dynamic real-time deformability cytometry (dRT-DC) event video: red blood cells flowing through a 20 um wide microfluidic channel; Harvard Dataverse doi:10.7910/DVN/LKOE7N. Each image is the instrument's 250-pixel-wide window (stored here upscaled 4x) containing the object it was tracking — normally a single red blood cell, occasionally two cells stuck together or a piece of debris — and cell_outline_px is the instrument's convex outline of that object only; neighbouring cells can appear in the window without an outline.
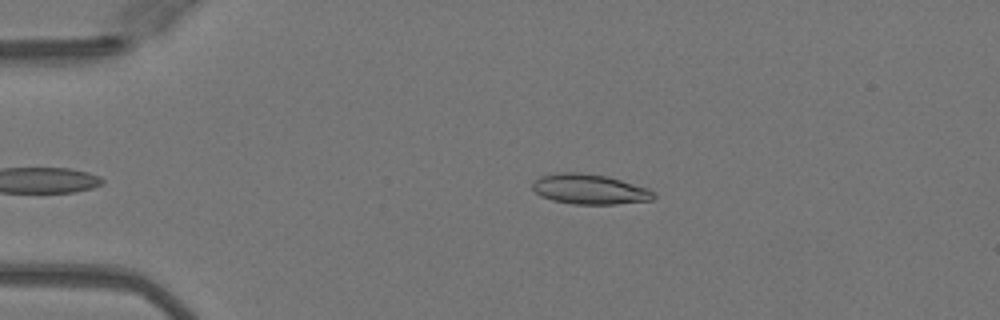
{"species": "Egyptian fruit bat (a non-hibernating species)", "species_latin": "Rousettus aegyptiacus", "temperature_condition": "warm", "stored_images_in_passage": 35, "camera_frame_rate_fps": 3000, "um_per_image_px": 0.085, "animal": {"sex": "female"}, "frame": {"image": 1, "passage_image": 2, "time_ms": 0.333, "image_size_px": [1000, 320], "cell_outline_px": [[656, 196], [652, 200], [616, 204], [572, 204], [552, 200], [540, 196], [532, 188], [532, 184], [540, 176], [564, 172], [580, 172], [608, 176], [648, 188]], "centroid_in_image_um": [50.11, 16.08], "position_along_channel_um": 34.9, "area_um2": 21.21}}
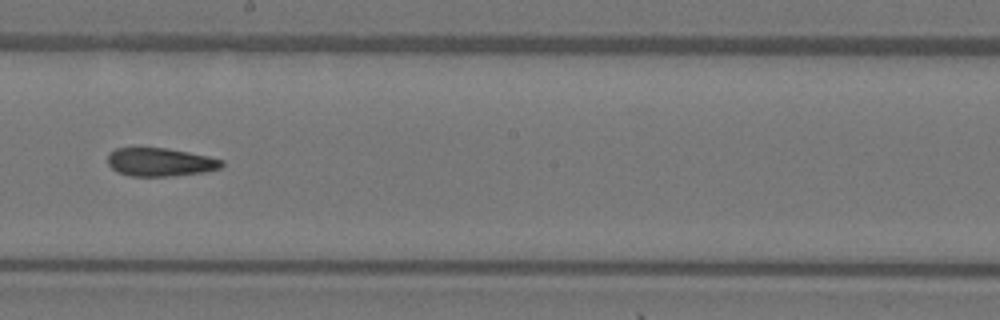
{"frame": {"image": 2, "passage_image": 20, "time_ms": 6.333, "image_size_px": [1000, 320], "cell_outline_px": [[224, 164], [220, 168], [204, 172], [168, 176], [132, 176], [116, 172], [108, 164], [108, 156], [116, 148], [164, 148], [188, 152], [208, 156], [224, 160]], "centroid_in_image_um": [13.63, 13.78], "position_along_channel_um": 234.6, "area_um2": 18.67}}
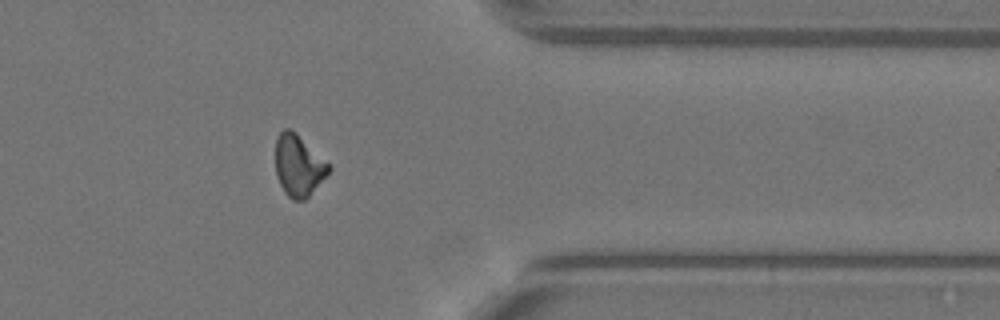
{"frame": {"image": 3, "passage_image": 32, "time_ms": 10.333, "image_size_px": [1000, 320], "cell_outline_px": [[332, 168], [308, 196], [304, 200], [292, 200], [284, 192], [276, 176], [276, 136], [284, 128], [292, 128], [332, 164]], "centroid_in_image_um": [25.39, 14.02], "position_along_channel_um": 386.0, "area_um2": 19.36}, "authors_computed_cell_mechanics": {"area_um2": 19.5942, "velocity_mm_per_s": 4.0999, "shape_relaxation_time_tau1_ms": null, "shape_relaxation_time_tau2_ms": 3.8409, "deformation_change_tau1": null, "deformation_change_tau2": 0.1004}}